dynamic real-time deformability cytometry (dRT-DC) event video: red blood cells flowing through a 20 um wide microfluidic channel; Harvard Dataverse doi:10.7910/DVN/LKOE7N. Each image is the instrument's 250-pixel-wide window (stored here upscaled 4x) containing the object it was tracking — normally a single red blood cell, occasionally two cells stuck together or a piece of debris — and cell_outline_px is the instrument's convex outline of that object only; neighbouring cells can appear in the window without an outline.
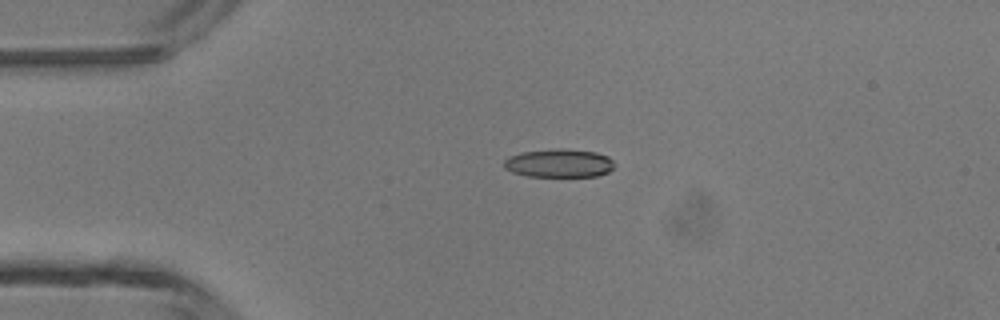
{"species": "common noctule bat (a hibernating species)", "species_latin": "Nyctalus noctula", "temperature_condition": "room temperature", "stored_images_in_passage": 3, "camera_frame_rate_fps": 3000, "um_per_image_px": 0.085, "animal": {"sex": "male", "body_mass_g": 13.3}, "frame": {"image": 1, "passage_image": 2, "time_ms": 1.333, "image_size_px": [1000, 320], "cell_outline_px": [[616, 164], [608, 172], [596, 176], [528, 176], [512, 172], [504, 168], [504, 160], [508, 156], [524, 152], [556, 148], [564, 148], [596, 152], [608, 156]], "centroid_in_image_um": [47.53, 13.86], "position_along_channel_um": 37.5, "area_um2": 18.32}}